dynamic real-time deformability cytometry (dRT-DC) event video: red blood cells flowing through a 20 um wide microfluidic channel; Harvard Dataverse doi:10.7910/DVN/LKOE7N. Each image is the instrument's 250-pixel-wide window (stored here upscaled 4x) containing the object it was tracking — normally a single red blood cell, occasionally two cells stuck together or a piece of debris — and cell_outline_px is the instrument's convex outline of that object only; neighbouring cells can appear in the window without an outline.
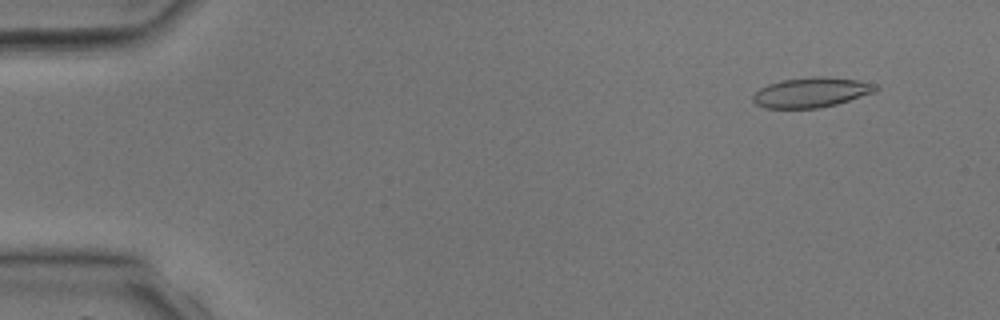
{"species": "common noctule bat (a hibernating species)", "species_latin": "Nyctalus noctula", "temperature_condition": "room temperature", "stored_images_in_passage": 40, "camera_frame_rate_fps": 3000, "um_per_image_px": 0.085, "animal": {"sex": "male", "body_mass_g": 17.9, "forearm_length_mm": 54.2}, "frame": {"image": 1, "passage_image": 4, "time_ms": 1.0, "image_size_px": [1000, 320], "cell_outline_px": [[880, 88], [876, 92], [836, 104], [816, 108], [764, 108], [756, 104], [752, 100], [752, 96], [760, 88], [768, 84], [784, 80], [812, 76], [824, 76], [856, 80], [876, 84]], "centroid_in_image_um": [68.97, 7.85], "position_along_channel_um": 16.0, "area_um2": 21.39}}
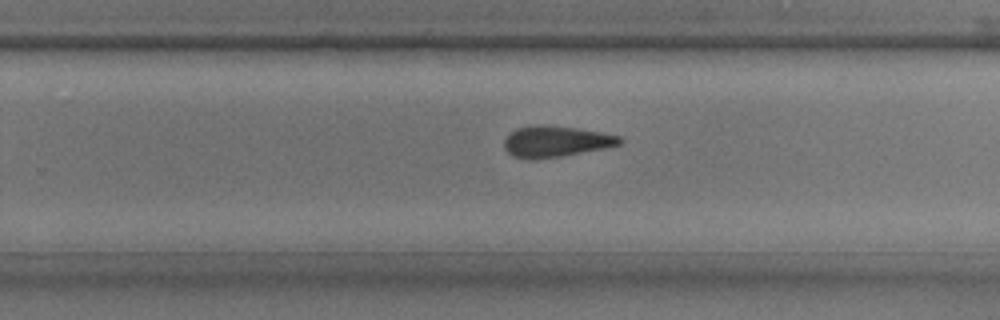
{"frame": {"image": 2, "passage_image": 26, "time_ms": 8.333, "image_size_px": [1000, 320], "cell_outline_px": [[624, 140], [620, 144], [604, 148], [560, 156], [536, 160], [528, 160], [512, 156], [504, 148], [504, 140], [516, 128], [544, 124], [576, 128], [600, 132], [620, 136]], "centroid_in_image_um": [47.22, 12.03], "position_along_channel_um": 282.6, "area_um2": 20.87}}
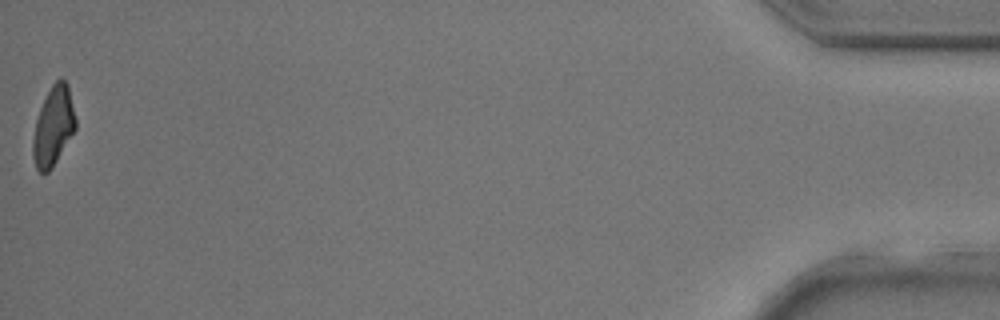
{"frame": {"image": 3, "passage_image": 40, "time_ms": 13.0, "image_size_px": [1000, 320], "cell_outline_px": [[76, 128], [52, 168], [48, 172], [40, 172], [36, 168], [32, 156], [32, 140], [36, 120], [40, 108], [52, 84], [60, 76], [68, 84], [76, 120]], "centroid_in_image_um": [4.53, 10.72], "position_along_channel_um": 430.7, "area_um2": 19.59}}